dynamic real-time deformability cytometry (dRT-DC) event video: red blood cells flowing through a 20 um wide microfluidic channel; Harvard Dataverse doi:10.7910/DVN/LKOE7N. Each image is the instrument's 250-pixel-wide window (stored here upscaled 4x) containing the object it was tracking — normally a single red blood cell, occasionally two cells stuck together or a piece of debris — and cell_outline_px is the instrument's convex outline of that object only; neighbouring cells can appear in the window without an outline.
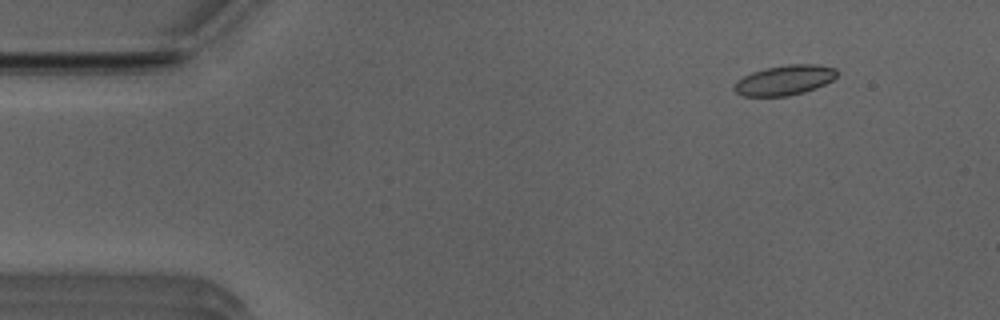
{"species": "Egyptian fruit bat (a non-hibernating species)", "species_latin": "Rousettus aegyptiacus", "temperature_condition": "room temperature", "stored_images_in_passage": 52, "camera_frame_rate_fps": 3000, "um_per_image_px": 0.085, "animal": {"sex": "male"}, "frame": {"image": 1, "passage_image": 6, "time_ms": 1.667, "image_size_px": [1000, 320], "cell_outline_px": [[836, 76], [832, 80], [824, 84], [804, 92], [788, 96], [744, 96], [736, 92], [732, 88], [736, 80], [752, 72], [764, 68], [788, 64], [816, 64], [836, 68]], "centroid_in_image_um": [66.65, 6.81], "position_along_channel_um": 18.3, "area_um2": 17.92}}
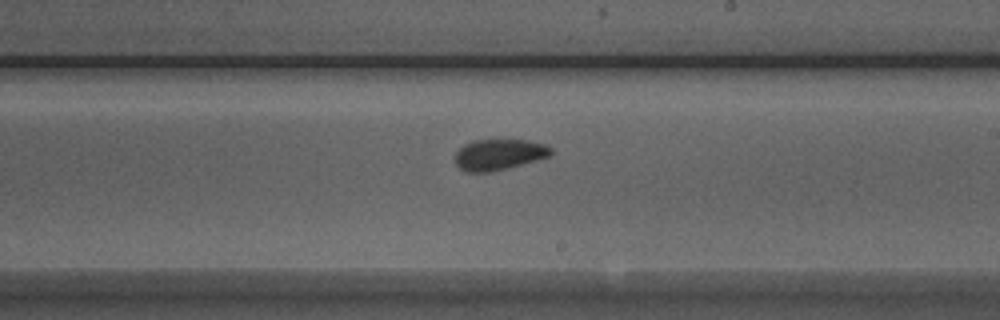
{"frame": {"image": 2, "passage_image": 30, "time_ms": 9.667, "image_size_px": [1000, 320], "cell_outline_px": [[552, 156], [488, 172], [464, 172], [456, 164], [456, 152], [464, 144], [472, 140], [528, 140], [544, 144], [552, 148]], "centroid_in_image_um": [42.41, 13.12], "position_along_channel_um": 246.6, "area_um2": 17.11}}
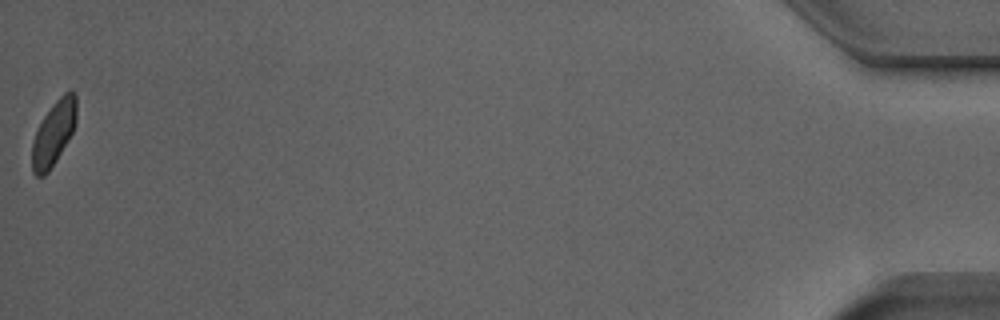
{"frame": {"image": 3, "passage_image": 52, "time_ms": 17.0, "image_size_px": [1000, 320], "cell_outline_px": [[76, 124], [72, 132], [56, 160], [48, 172], [44, 176], [36, 176], [32, 172], [32, 140], [44, 116], [52, 104], [64, 92], [72, 88], [76, 92]], "centroid_in_image_um": [4.57, 11.28], "position_along_channel_um": 430.6, "area_um2": 16.65}, "authors_computed_cell_mechanics": {"area_um2": 17.4845, "velocity_mm_per_s": 3.9559, "shape_relaxation_time_tau1_ms": 6.8186, "shape_relaxation_time_tau2_ms": 1.5654, "deformation_change_tau1": 0.1284, "deformation_change_tau2": 0.0712}}